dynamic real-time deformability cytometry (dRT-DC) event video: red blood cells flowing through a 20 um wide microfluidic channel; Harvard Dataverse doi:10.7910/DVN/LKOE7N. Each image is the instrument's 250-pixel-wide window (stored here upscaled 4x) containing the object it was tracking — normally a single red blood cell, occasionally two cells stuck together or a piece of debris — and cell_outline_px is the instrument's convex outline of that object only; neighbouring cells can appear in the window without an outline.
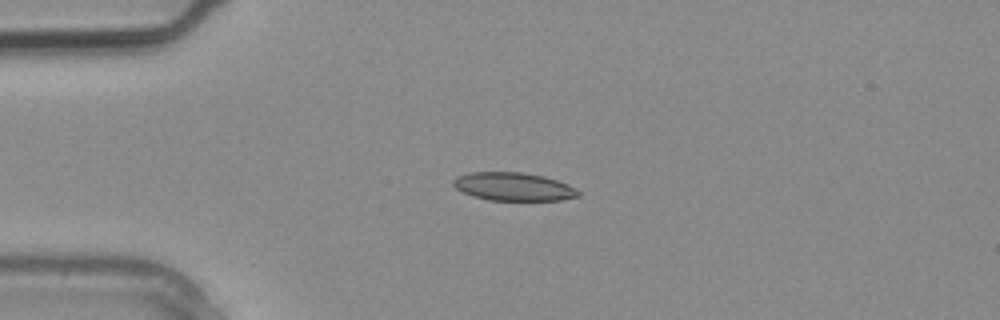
{"species": "common noctule bat (a hibernating species)", "species_latin": "Nyctalus noctula", "temperature_condition": "warm", "stored_images_in_passage": 1, "camera_frame_rate_fps": 3000, "um_per_image_px": 0.085, "animal": {"sex": "male", "body_mass_g": 20.4}, "frame": {"image": 1, "passage_image": 1, "time_ms": 0.0, "image_size_px": [1000, 320], "cell_outline_px": [[580, 196], [560, 200], [488, 200], [472, 196], [456, 188], [452, 184], [452, 180], [456, 176], [468, 172], [524, 172], [544, 176], [568, 184], [576, 188], [580, 192]], "centroid_in_image_um": [43.63, 15.86], "position_along_channel_um": 41.4, "area_um2": 20.69}}